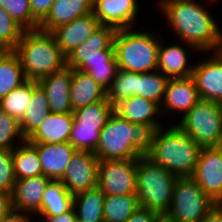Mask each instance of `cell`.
<instances>
[{"label": "cell", "mask_w": 222, "mask_h": 222, "mask_svg": "<svg viewBox=\"0 0 222 222\" xmlns=\"http://www.w3.org/2000/svg\"><path fill=\"white\" fill-rule=\"evenodd\" d=\"M13 51L18 55L28 80L38 81L66 65V57L53 34L39 28L24 31Z\"/></svg>", "instance_id": "277c9868"}, {"label": "cell", "mask_w": 222, "mask_h": 222, "mask_svg": "<svg viewBox=\"0 0 222 222\" xmlns=\"http://www.w3.org/2000/svg\"><path fill=\"white\" fill-rule=\"evenodd\" d=\"M101 26L93 12L55 28L53 34L61 52L67 57Z\"/></svg>", "instance_id": "e0dca14e"}, {"label": "cell", "mask_w": 222, "mask_h": 222, "mask_svg": "<svg viewBox=\"0 0 222 222\" xmlns=\"http://www.w3.org/2000/svg\"><path fill=\"white\" fill-rule=\"evenodd\" d=\"M55 0H29L32 16L40 23L50 11Z\"/></svg>", "instance_id": "b9f144b4"}, {"label": "cell", "mask_w": 222, "mask_h": 222, "mask_svg": "<svg viewBox=\"0 0 222 222\" xmlns=\"http://www.w3.org/2000/svg\"><path fill=\"white\" fill-rule=\"evenodd\" d=\"M217 204L222 207V199Z\"/></svg>", "instance_id": "c3c4849f"}, {"label": "cell", "mask_w": 222, "mask_h": 222, "mask_svg": "<svg viewBox=\"0 0 222 222\" xmlns=\"http://www.w3.org/2000/svg\"><path fill=\"white\" fill-rule=\"evenodd\" d=\"M176 124L201 147H217L222 136V104L200 100Z\"/></svg>", "instance_id": "ba28073f"}, {"label": "cell", "mask_w": 222, "mask_h": 222, "mask_svg": "<svg viewBox=\"0 0 222 222\" xmlns=\"http://www.w3.org/2000/svg\"><path fill=\"white\" fill-rule=\"evenodd\" d=\"M154 32L132 31V28L116 30L114 49L118 69L149 73L157 70L160 37Z\"/></svg>", "instance_id": "5b68a950"}, {"label": "cell", "mask_w": 222, "mask_h": 222, "mask_svg": "<svg viewBox=\"0 0 222 222\" xmlns=\"http://www.w3.org/2000/svg\"><path fill=\"white\" fill-rule=\"evenodd\" d=\"M138 5L137 0H93L92 12L101 25L116 30L133 28L132 24L139 12Z\"/></svg>", "instance_id": "5bb4252c"}, {"label": "cell", "mask_w": 222, "mask_h": 222, "mask_svg": "<svg viewBox=\"0 0 222 222\" xmlns=\"http://www.w3.org/2000/svg\"><path fill=\"white\" fill-rule=\"evenodd\" d=\"M169 78L156 70L137 73L136 96L144 97L161 105Z\"/></svg>", "instance_id": "836d02e7"}, {"label": "cell", "mask_w": 222, "mask_h": 222, "mask_svg": "<svg viewBox=\"0 0 222 222\" xmlns=\"http://www.w3.org/2000/svg\"><path fill=\"white\" fill-rule=\"evenodd\" d=\"M217 148L221 151V153H222V136H221V138H220V140H219V143H218V145H217Z\"/></svg>", "instance_id": "7dc6e473"}, {"label": "cell", "mask_w": 222, "mask_h": 222, "mask_svg": "<svg viewBox=\"0 0 222 222\" xmlns=\"http://www.w3.org/2000/svg\"><path fill=\"white\" fill-rule=\"evenodd\" d=\"M15 183L13 150L0 149V191L11 195Z\"/></svg>", "instance_id": "ab89813d"}, {"label": "cell", "mask_w": 222, "mask_h": 222, "mask_svg": "<svg viewBox=\"0 0 222 222\" xmlns=\"http://www.w3.org/2000/svg\"><path fill=\"white\" fill-rule=\"evenodd\" d=\"M93 0H55L47 16L39 23V29L52 32L92 12Z\"/></svg>", "instance_id": "7402d4cb"}, {"label": "cell", "mask_w": 222, "mask_h": 222, "mask_svg": "<svg viewBox=\"0 0 222 222\" xmlns=\"http://www.w3.org/2000/svg\"><path fill=\"white\" fill-rule=\"evenodd\" d=\"M78 70L89 74L94 81L108 90L116 77L118 65L116 57H94L86 58Z\"/></svg>", "instance_id": "1f68e13d"}, {"label": "cell", "mask_w": 222, "mask_h": 222, "mask_svg": "<svg viewBox=\"0 0 222 222\" xmlns=\"http://www.w3.org/2000/svg\"><path fill=\"white\" fill-rule=\"evenodd\" d=\"M32 144L37 148L42 167V174L51 180H60L77 150L70 142L57 144Z\"/></svg>", "instance_id": "d6986e66"}, {"label": "cell", "mask_w": 222, "mask_h": 222, "mask_svg": "<svg viewBox=\"0 0 222 222\" xmlns=\"http://www.w3.org/2000/svg\"><path fill=\"white\" fill-rule=\"evenodd\" d=\"M72 75L73 68L65 65L62 69L37 81L46 94L52 113H73L70 103Z\"/></svg>", "instance_id": "2e32d148"}, {"label": "cell", "mask_w": 222, "mask_h": 222, "mask_svg": "<svg viewBox=\"0 0 222 222\" xmlns=\"http://www.w3.org/2000/svg\"><path fill=\"white\" fill-rule=\"evenodd\" d=\"M137 73L118 69L111 87L107 90V99L115 107L122 100L136 96Z\"/></svg>", "instance_id": "e575fe53"}, {"label": "cell", "mask_w": 222, "mask_h": 222, "mask_svg": "<svg viewBox=\"0 0 222 222\" xmlns=\"http://www.w3.org/2000/svg\"><path fill=\"white\" fill-rule=\"evenodd\" d=\"M156 131L153 125L131 123L113 111L100 131L94 154L99 161L138 159L151 150Z\"/></svg>", "instance_id": "7a4b0ae2"}, {"label": "cell", "mask_w": 222, "mask_h": 222, "mask_svg": "<svg viewBox=\"0 0 222 222\" xmlns=\"http://www.w3.org/2000/svg\"><path fill=\"white\" fill-rule=\"evenodd\" d=\"M104 99H107V90L89 74L73 69L70 85V103L73 112Z\"/></svg>", "instance_id": "603a6c76"}, {"label": "cell", "mask_w": 222, "mask_h": 222, "mask_svg": "<svg viewBox=\"0 0 222 222\" xmlns=\"http://www.w3.org/2000/svg\"><path fill=\"white\" fill-rule=\"evenodd\" d=\"M177 178L146 155L138 158L136 195L139 206L164 217L170 209Z\"/></svg>", "instance_id": "8992f818"}, {"label": "cell", "mask_w": 222, "mask_h": 222, "mask_svg": "<svg viewBox=\"0 0 222 222\" xmlns=\"http://www.w3.org/2000/svg\"><path fill=\"white\" fill-rule=\"evenodd\" d=\"M11 195L0 191V221L11 211Z\"/></svg>", "instance_id": "f6af8a7d"}, {"label": "cell", "mask_w": 222, "mask_h": 222, "mask_svg": "<svg viewBox=\"0 0 222 222\" xmlns=\"http://www.w3.org/2000/svg\"><path fill=\"white\" fill-rule=\"evenodd\" d=\"M0 7L25 31L39 28V22L32 16L29 0H0Z\"/></svg>", "instance_id": "d590c367"}, {"label": "cell", "mask_w": 222, "mask_h": 222, "mask_svg": "<svg viewBox=\"0 0 222 222\" xmlns=\"http://www.w3.org/2000/svg\"><path fill=\"white\" fill-rule=\"evenodd\" d=\"M74 196L60 180H51L43 194L40 217L59 216L73 208Z\"/></svg>", "instance_id": "d4e9b609"}, {"label": "cell", "mask_w": 222, "mask_h": 222, "mask_svg": "<svg viewBox=\"0 0 222 222\" xmlns=\"http://www.w3.org/2000/svg\"><path fill=\"white\" fill-rule=\"evenodd\" d=\"M16 138L19 144L26 140L20 122L0 108V149L13 150L18 145Z\"/></svg>", "instance_id": "74e56055"}, {"label": "cell", "mask_w": 222, "mask_h": 222, "mask_svg": "<svg viewBox=\"0 0 222 222\" xmlns=\"http://www.w3.org/2000/svg\"><path fill=\"white\" fill-rule=\"evenodd\" d=\"M116 29L101 25L88 39L66 57V65L78 69L86 58L115 57L114 36Z\"/></svg>", "instance_id": "4fadbf2b"}, {"label": "cell", "mask_w": 222, "mask_h": 222, "mask_svg": "<svg viewBox=\"0 0 222 222\" xmlns=\"http://www.w3.org/2000/svg\"><path fill=\"white\" fill-rule=\"evenodd\" d=\"M50 181L51 179L43 174L16 180L11 193L12 209L38 216L43 194Z\"/></svg>", "instance_id": "9a60e30c"}, {"label": "cell", "mask_w": 222, "mask_h": 222, "mask_svg": "<svg viewBox=\"0 0 222 222\" xmlns=\"http://www.w3.org/2000/svg\"><path fill=\"white\" fill-rule=\"evenodd\" d=\"M51 113L48 99L42 87L38 84L33 89L31 102L20 121L23 136L27 139Z\"/></svg>", "instance_id": "f1b7e54d"}, {"label": "cell", "mask_w": 222, "mask_h": 222, "mask_svg": "<svg viewBox=\"0 0 222 222\" xmlns=\"http://www.w3.org/2000/svg\"><path fill=\"white\" fill-rule=\"evenodd\" d=\"M201 146L176 124L157 129L146 155L177 177H192Z\"/></svg>", "instance_id": "3957f363"}, {"label": "cell", "mask_w": 222, "mask_h": 222, "mask_svg": "<svg viewBox=\"0 0 222 222\" xmlns=\"http://www.w3.org/2000/svg\"><path fill=\"white\" fill-rule=\"evenodd\" d=\"M105 194L97 186L74 196L73 208L77 222H104Z\"/></svg>", "instance_id": "484cf974"}, {"label": "cell", "mask_w": 222, "mask_h": 222, "mask_svg": "<svg viewBox=\"0 0 222 222\" xmlns=\"http://www.w3.org/2000/svg\"><path fill=\"white\" fill-rule=\"evenodd\" d=\"M210 57L194 65L192 77L200 100L222 104V53L214 51Z\"/></svg>", "instance_id": "7c38bea8"}, {"label": "cell", "mask_w": 222, "mask_h": 222, "mask_svg": "<svg viewBox=\"0 0 222 222\" xmlns=\"http://www.w3.org/2000/svg\"><path fill=\"white\" fill-rule=\"evenodd\" d=\"M187 50L181 45L165 46L160 40L157 70L168 78H186L192 76L193 65L188 63Z\"/></svg>", "instance_id": "cb8c5ba5"}, {"label": "cell", "mask_w": 222, "mask_h": 222, "mask_svg": "<svg viewBox=\"0 0 222 222\" xmlns=\"http://www.w3.org/2000/svg\"><path fill=\"white\" fill-rule=\"evenodd\" d=\"M113 111L114 107L104 99L74 111V121L79 127L102 129Z\"/></svg>", "instance_id": "d6a6232c"}, {"label": "cell", "mask_w": 222, "mask_h": 222, "mask_svg": "<svg viewBox=\"0 0 222 222\" xmlns=\"http://www.w3.org/2000/svg\"><path fill=\"white\" fill-rule=\"evenodd\" d=\"M25 30L0 7V51L14 50Z\"/></svg>", "instance_id": "8d00e7d4"}, {"label": "cell", "mask_w": 222, "mask_h": 222, "mask_svg": "<svg viewBox=\"0 0 222 222\" xmlns=\"http://www.w3.org/2000/svg\"><path fill=\"white\" fill-rule=\"evenodd\" d=\"M26 80L18 55L13 50L0 51V99Z\"/></svg>", "instance_id": "4316f807"}, {"label": "cell", "mask_w": 222, "mask_h": 222, "mask_svg": "<svg viewBox=\"0 0 222 222\" xmlns=\"http://www.w3.org/2000/svg\"><path fill=\"white\" fill-rule=\"evenodd\" d=\"M43 218L44 220L42 222H77V215L74 208L59 216L42 217L40 219Z\"/></svg>", "instance_id": "ee69618b"}, {"label": "cell", "mask_w": 222, "mask_h": 222, "mask_svg": "<svg viewBox=\"0 0 222 222\" xmlns=\"http://www.w3.org/2000/svg\"><path fill=\"white\" fill-rule=\"evenodd\" d=\"M73 122V113L51 112L26 140L30 143L47 144L69 142Z\"/></svg>", "instance_id": "44dd1931"}, {"label": "cell", "mask_w": 222, "mask_h": 222, "mask_svg": "<svg viewBox=\"0 0 222 222\" xmlns=\"http://www.w3.org/2000/svg\"><path fill=\"white\" fill-rule=\"evenodd\" d=\"M31 219H34L31 214L11 210L0 222H31Z\"/></svg>", "instance_id": "7bdbcfd3"}, {"label": "cell", "mask_w": 222, "mask_h": 222, "mask_svg": "<svg viewBox=\"0 0 222 222\" xmlns=\"http://www.w3.org/2000/svg\"><path fill=\"white\" fill-rule=\"evenodd\" d=\"M164 218L155 211L138 208L126 222H163Z\"/></svg>", "instance_id": "60d3db41"}, {"label": "cell", "mask_w": 222, "mask_h": 222, "mask_svg": "<svg viewBox=\"0 0 222 222\" xmlns=\"http://www.w3.org/2000/svg\"><path fill=\"white\" fill-rule=\"evenodd\" d=\"M200 101L196 83L192 76L186 78H169L163 98L160 105L162 117L166 111L181 112L184 116ZM164 106V107H163ZM164 108L165 110L162 109ZM164 114V115H163Z\"/></svg>", "instance_id": "ac0fdd59"}, {"label": "cell", "mask_w": 222, "mask_h": 222, "mask_svg": "<svg viewBox=\"0 0 222 222\" xmlns=\"http://www.w3.org/2000/svg\"><path fill=\"white\" fill-rule=\"evenodd\" d=\"M137 195H112L104 199V222H126L138 209Z\"/></svg>", "instance_id": "4dcf8cb0"}, {"label": "cell", "mask_w": 222, "mask_h": 222, "mask_svg": "<svg viewBox=\"0 0 222 222\" xmlns=\"http://www.w3.org/2000/svg\"><path fill=\"white\" fill-rule=\"evenodd\" d=\"M201 222H222V207L215 204Z\"/></svg>", "instance_id": "bcb514c9"}, {"label": "cell", "mask_w": 222, "mask_h": 222, "mask_svg": "<svg viewBox=\"0 0 222 222\" xmlns=\"http://www.w3.org/2000/svg\"><path fill=\"white\" fill-rule=\"evenodd\" d=\"M138 159L99 161L98 187L106 196L136 195Z\"/></svg>", "instance_id": "9c48e42d"}, {"label": "cell", "mask_w": 222, "mask_h": 222, "mask_svg": "<svg viewBox=\"0 0 222 222\" xmlns=\"http://www.w3.org/2000/svg\"><path fill=\"white\" fill-rule=\"evenodd\" d=\"M114 111L134 124L153 125L156 129L163 127L157 119L162 117L160 105L144 97L133 95L124 99L114 107Z\"/></svg>", "instance_id": "ffe728a7"}, {"label": "cell", "mask_w": 222, "mask_h": 222, "mask_svg": "<svg viewBox=\"0 0 222 222\" xmlns=\"http://www.w3.org/2000/svg\"><path fill=\"white\" fill-rule=\"evenodd\" d=\"M99 159L92 151L77 150L60 181L73 196L98 186Z\"/></svg>", "instance_id": "30bf717a"}, {"label": "cell", "mask_w": 222, "mask_h": 222, "mask_svg": "<svg viewBox=\"0 0 222 222\" xmlns=\"http://www.w3.org/2000/svg\"><path fill=\"white\" fill-rule=\"evenodd\" d=\"M37 85V81L27 79L19 87L0 99V108L20 122L31 102L33 89Z\"/></svg>", "instance_id": "f546056e"}, {"label": "cell", "mask_w": 222, "mask_h": 222, "mask_svg": "<svg viewBox=\"0 0 222 222\" xmlns=\"http://www.w3.org/2000/svg\"><path fill=\"white\" fill-rule=\"evenodd\" d=\"M192 178L213 202L222 199V153L217 147H201Z\"/></svg>", "instance_id": "8fae6325"}, {"label": "cell", "mask_w": 222, "mask_h": 222, "mask_svg": "<svg viewBox=\"0 0 222 222\" xmlns=\"http://www.w3.org/2000/svg\"><path fill=\"white\" fill-rule=\"evenodd\" d=\"M215 204L192 177H178L164 222H201Z\"/></svg>", "instance_id": "52a82bcc"}, {"label": "cell", "mask_w": 222, "mask_h": 222, "mask_svg": "<svg viewBox=\"0 0 222 222\" xmlns=\"http://www.w3.org/2000/svg\"><path fill=\"white\" fill-rule=\"evenodd\" d=\"M201 4L196 0H169L160 6V10L188 49L220 51L222 30Z\"/></svg>", "instance_id": "6da1fadb"}, {"label": "cell", "mask_w": 222, "mask_h": 222, "mask_svg": "<svg viewBox=\"0 0 222 222\" xmlns=\"http://www.w3.org/2000/svg\"><path fill=\"white\" fill-rule=\"evenodd\" d=\"M100 131L101 129L79 127L74 121L69 142L76 150L94 152L99 141Z\"/></svg>", "instance_id": "f35d334b"}, {"label": "cell", "mask_w": 222, "mask_h": 222, "mask_svg": "<svg viewBox=\"0 0 222 222\" xmlns=\"http://www.w3.org/2000/svg\"><path fill=\"white\" fill-rule=\"evenodd\" d=\"M13 167L16 180L42 175L37 148L28 140L13 149Z\"/></svg>", "instance_id": "83f0119b"}]
</instances>
